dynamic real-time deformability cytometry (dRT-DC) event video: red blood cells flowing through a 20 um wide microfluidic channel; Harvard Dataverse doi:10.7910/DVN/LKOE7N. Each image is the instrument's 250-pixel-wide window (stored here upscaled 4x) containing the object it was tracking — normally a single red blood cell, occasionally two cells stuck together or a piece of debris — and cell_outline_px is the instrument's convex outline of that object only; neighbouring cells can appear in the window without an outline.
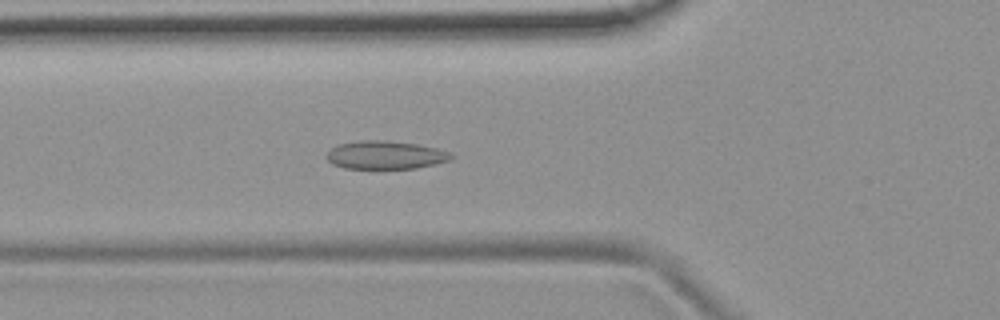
{"species": "common noctule bat (a hibernating species)", "species_latin": "Nyctalus noctula", "temperature_condition": "room temperature", "stored_images_in_passage": 47, "camera_frame_rate_fps": 3000, "um_per_image_px": 0.085, "animal": {"sex": "female", "body_mass_g": 19.9}, "frame": {"image": 1, "passage_image": 11, "time_ms": 3.333, "image_size_px": [1000, 320], "cell_outline_px": [[456, 156], [448, 160], [436, 164], [416, 168], [344, 168], [332, 164], [324, 156], [336, 144], [360, 140], [384, 140], [420, 144], [436, 148], [448, 152]], "centroid_in_image_um": [32.74, 13.16], "position_along_channel_um": 93.1, "area_um2": 20.58}}
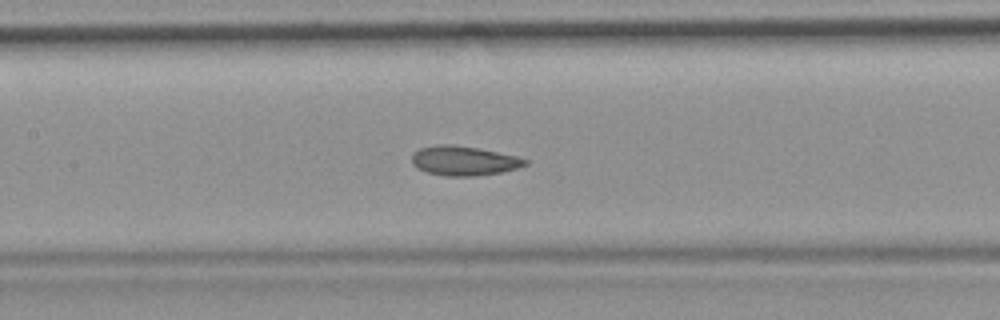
{"frame": {"image": 2, "passage_image": 17, "time_ms": 5.333, "image_size_px": [1000, 320], "cell_outline_px": [[528, 164], [516, 168], [500, 172], [476, 176], [444, 176], [428, 172], [416, 168], [412, 164], [412, 152], [420, 148], [436, 144], [452, 144], [476, 148], [516, 156], [528, 160]], "centroid_in_image_um": [39.37, 13.66], "position_along_channel_um": 168.0, "area_um2": 19.42}}
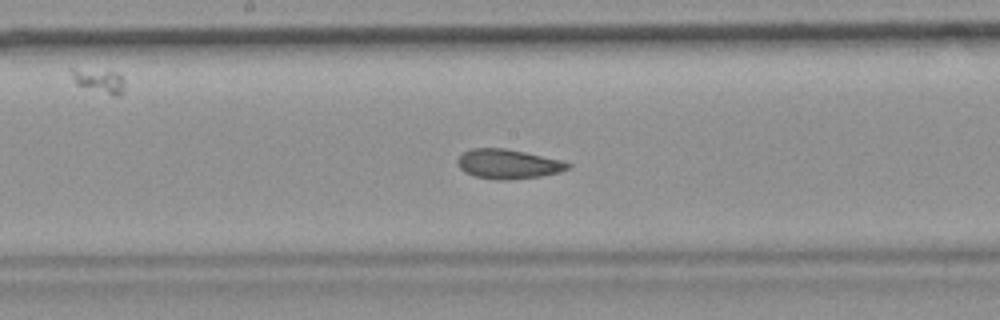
{"frame": {"image": 3, "passage_image": 20, "time_ms": 6.333, "image_size_px": [1000, 320], "cell_outline_px": [[572, 168], [560, 172], [540, 176], [508, 180], [496, 180], [476, 176], [464, 172], [456, 164], [456, 160], [464, 152], [472, 148], [504, 148], [564, 160], [572, 164]], "centroid_in_image_um": [43.22, 13.94], "position_along_channel_um": 205.0, "area_um2": 19.13}, "authors_computed_cell_mechanics": {"area_um2": 19.5364, "velocity_mm_per_s": 3.7305, "shape_relaxation_time_tau1_ms": null, "shape_relaxation_time_tau2_ms": 1.9696, "deformation_change_tau1": null, "deformation_change_tau2": 0.0697}}